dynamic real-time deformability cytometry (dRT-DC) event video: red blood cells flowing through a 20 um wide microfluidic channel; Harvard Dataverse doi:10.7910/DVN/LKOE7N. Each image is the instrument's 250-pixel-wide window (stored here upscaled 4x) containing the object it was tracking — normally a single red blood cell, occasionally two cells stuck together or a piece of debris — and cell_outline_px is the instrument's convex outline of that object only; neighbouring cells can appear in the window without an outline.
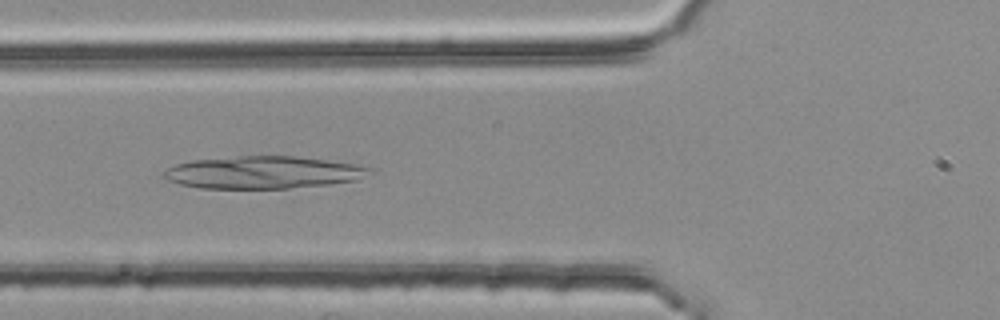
{"species": "common noctule bat (a hibernating species)", "species_latin": "Nyctalus noctula", "temperature_condition": "room temperature", "stored_images_in_passage": 48, "camera_frame_rate_fps": 3000, "um_per_image_px": 0.085, "animal": {"sex": "female", "body_mass_g": 25.1}, "frame": {"image": 1, "passage_image": 17, "time_ms": 5.333, "image_size_px": [1000, 320], "cell_outline_px": [[372, 168], [356, 180], [328, 184], [288, 188], [200, 188], [180, 184], [164, 180], [160, 176], [168, 168], [176, 164], [192, 160], [240, 156], [296, 156], [328, 160], [352, 164]], "centroid_in_image_um": [22.26, 14.65], "position_along_channel_um": 103.5, "area_um2": 38.49}}
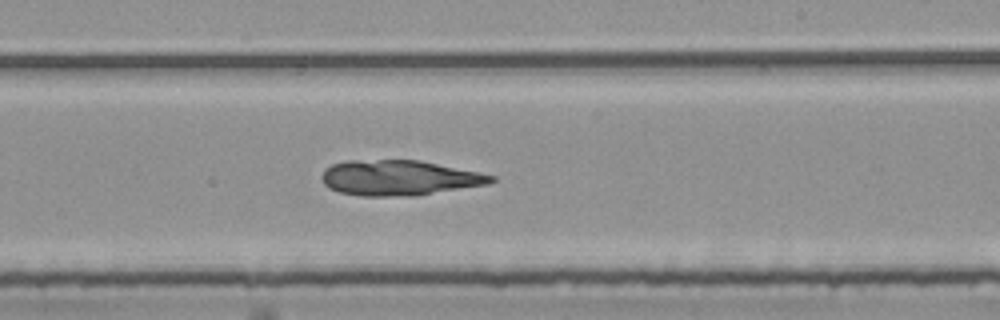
{"frame": {"image": 2, "passage_image": 29, "time_ms": 9.333, "image_size_px": [1000, 320], "cell_outline_px": [[496, 180], [488, 184], [412, 196], [360, 196], [340, 192], [328, 188], [324, 184], [320, 176], [324, 168], [332, 164], [348, 160], [420, 160], [496, 176]], "centroid_in_image_um": [33.88, 15.11], "position_along_channel_um": 255.1, "area_um2": 34.8}}
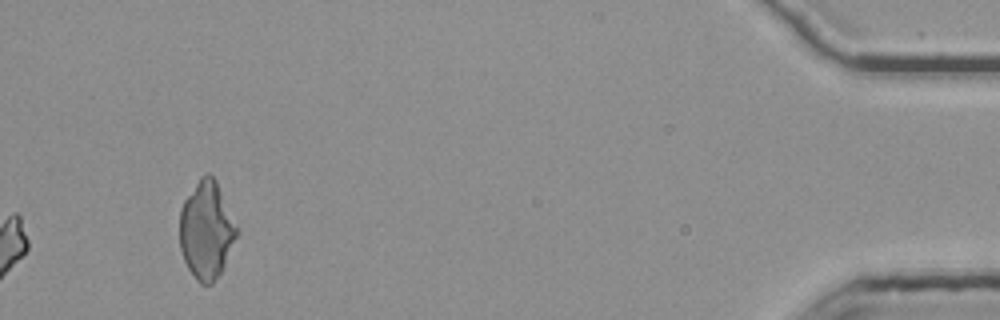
{"frame": {"image": 3, "passage_image": 48, "time_ms": 15.667, "image_size_px": [1000, 320], "cell_outline_px": [[240, 228], [224, 264], [220, 272], [212, 284], [200, 284], [196, 280], [188, 268], [184, 260], [180, 248], [180, 208], [184, 200], [200, 176], [208, 172], [216, 180]], "centroid_in_image_um": [17.55, 19.53], "position_along_channel_um": 417.6, "area_um2": 32.6}}